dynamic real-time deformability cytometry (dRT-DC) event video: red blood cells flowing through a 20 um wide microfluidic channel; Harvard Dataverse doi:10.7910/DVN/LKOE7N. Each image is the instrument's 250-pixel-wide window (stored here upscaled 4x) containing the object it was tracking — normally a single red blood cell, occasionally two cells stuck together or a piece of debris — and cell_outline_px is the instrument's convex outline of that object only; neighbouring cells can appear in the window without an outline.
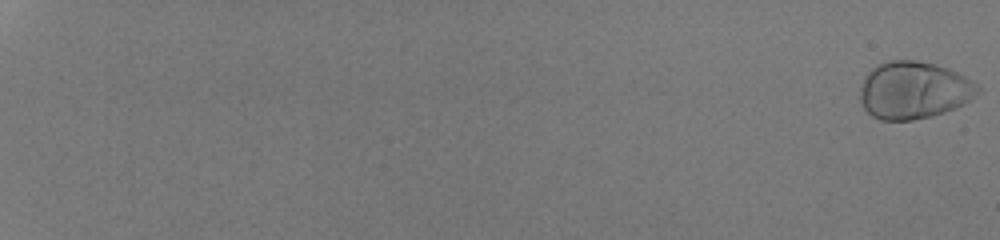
{"species": "human", "species_latin": "Homo sapiens", "temperature_condition": "room temperature", "stored_images_in_passage": 54, "camera_frame_rate_fps": 3000, "um_per_image_px": 0.085, "donor": {"sex": "male"}, "frame": {"image": 1, "passage_image": 1, "time_ms": 0.0, "image_size_px": [1000, 240], "cell_outline_px": [[980, 92], [968, 100], [944, 112], [932, 116], [912, 120], [880, 120], [872, 116], [864, 108], [860, 100], [860, 88], [864, 76], [872, 68], [888, 60], [916, 60], [936, 64], [948, 68], [972, 80], [980, 88]], "centroid_in_image_um": [77.64, 7.66], "position_along_channel_um": 7.4, "area_um2": 39.25}}
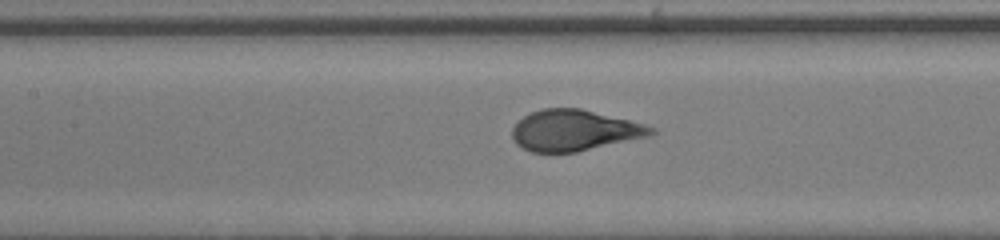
{"frame": {"image": 2, "passage_image": 31, "time_ms": 10.0, "image_size_px": [1000, 240], "cell_outline_px": [[656, 132], [652, 136], [576, 152], [532, 152], [516, 144], [512, 140], [512, 128], [524, 116], [532, 112], [544, 108], [580, 108], [644, 124], [656, 128]], "centroid_in_image_um": [48.84, 11.09], "position_along_channel_um": 158.6, "area_um2": 33.12}}
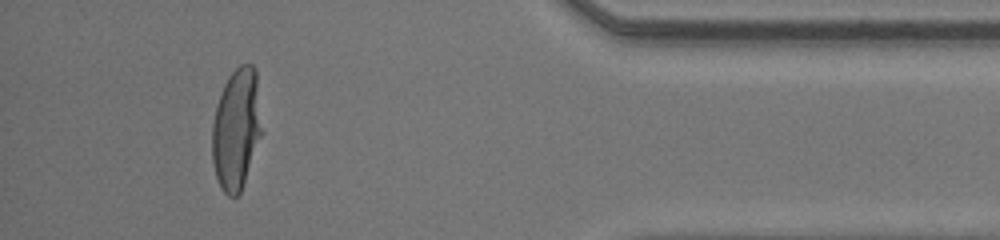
{"frame": {"image": 3, "passage_image": 51, "time_ms": 16.667, "image_size_px": [1000, 240], "cell_outline_px": [[264, 132], [240, 192], [236, 196], [228, 196], [224, 192], [216, 176], [212, 160], [212, 124], [216, 108], [224, 84], [228, 76], [240, 64], [252, 64], [256, 68]], "centroid_in_image_um": [20.13, 10.93], "position_along_channel_um": 415.1, "area_um2": 35.6}, "authors_computed_cell_mechanics": {"area_um2": 35.0557, "velocity_mm_per_s": 4.3071, "shape_relaxation_time_tau1_ms": 3.3697, "shape_relaxation_time_tau2_ms": null, "deformation_change_tau1": 0.2077, "deformation_change_tau2": null}}